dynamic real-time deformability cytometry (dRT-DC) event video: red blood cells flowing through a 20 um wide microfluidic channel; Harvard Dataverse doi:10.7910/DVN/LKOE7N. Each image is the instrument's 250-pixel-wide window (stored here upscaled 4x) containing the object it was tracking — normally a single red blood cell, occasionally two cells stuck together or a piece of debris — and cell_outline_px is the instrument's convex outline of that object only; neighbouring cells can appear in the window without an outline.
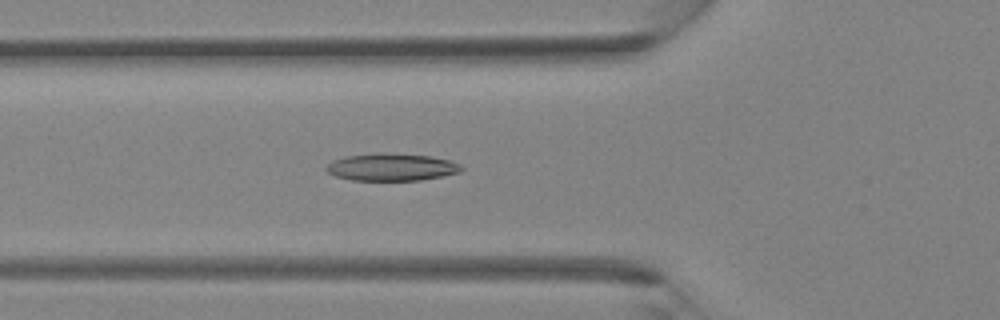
{"species": "Egyptian fruit bat (a non-hibernating species)", "species_latin": "Rousettus aegyptiacus", "temperature_condition": "room temperature", "stored_images_in_passage": 40, "camera_frame_rate_fps": 3000, "um_per_image_px": 0.085, "animal": {"sex": "female"}, "frame": {"image": 1, "passage_image": 14, "time_ms": 4.333, "image_size_px": [1000, 320], "cell_outline_px": [[464, 168], [460, 172], [420, 180], [352, 180], [336, 176], [328, 172], [324, 168], [332, 160], [344, 156], [376, 152], [432, 156], [448, 160], [460, 164]], "centroid_in_image_um": [33.25, 14.19], "position_along_channel_um": 92.6, "area_um2": 21.56}}
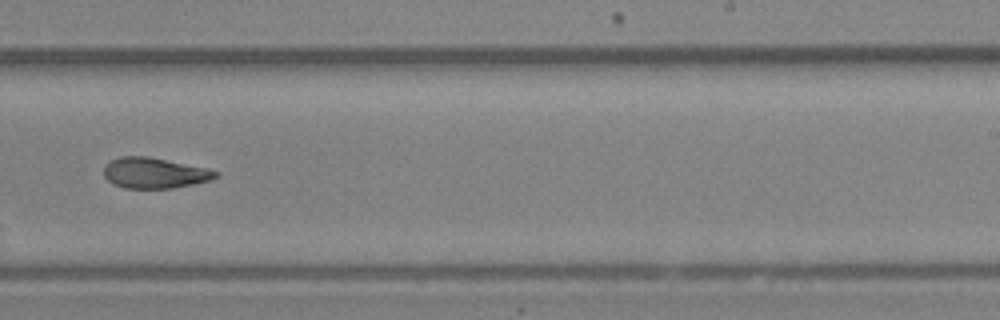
{"frame": {"image": 2, "passage_image": 25, "time_ms": 8.0, "image_size_px": [1000, 320], "cell_outline_px": [[220, 176], [208, 180], [192, 184], [172, 188], [124, 188], [108, 180], [104, 176], [104, 164], [120, 156], [148, 156], [208, 168], [220, 172]], "centroid_in_image_um": [13.14, 14.69], "position_along_channel_um": 275.9, "area_um2": 19.94}}
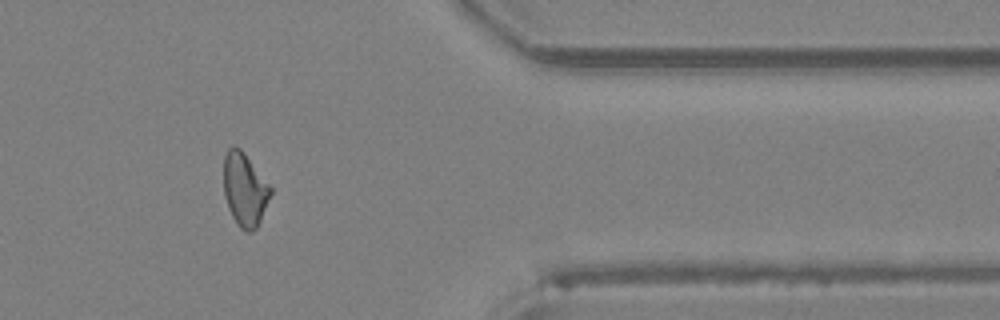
{"frame": {"image": 3, "passage_image": 33, "time_ms": 10.667, "image_size_px": [1000, 320], "cell_outline_px": [[272, 192], [260, 220], [256, 228], [252, 232], [244, 232], [236, 224], [228, 208], [224, 196], [224, 156], [228, 148], [240, 148], [244, 152], [272, 188]], "centroid_in_image_um": [20.79, 16.14], "position_along_channel_um": 390.6, "area_um2": 19.94}}